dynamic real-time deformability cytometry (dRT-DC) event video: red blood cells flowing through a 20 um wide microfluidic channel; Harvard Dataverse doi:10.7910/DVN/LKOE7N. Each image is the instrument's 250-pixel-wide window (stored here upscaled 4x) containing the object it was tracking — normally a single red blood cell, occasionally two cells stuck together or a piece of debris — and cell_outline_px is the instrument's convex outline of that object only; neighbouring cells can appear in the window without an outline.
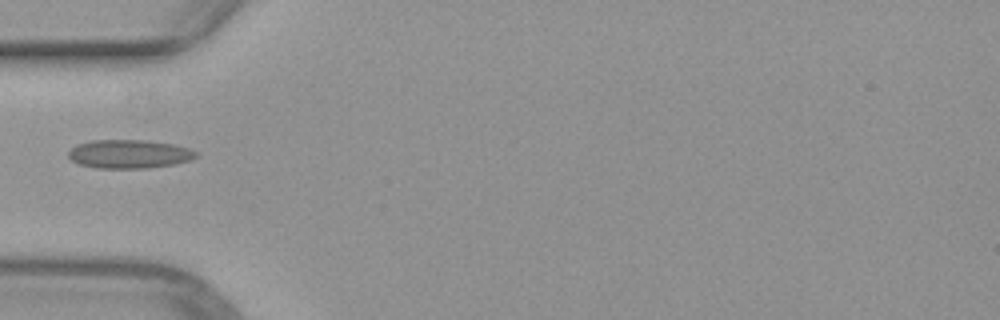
{"species": "common noctule bat (a hibernating species)", "species_latin": "Nyctalus noctula", "temperature_condition": "warm", "stored_images_in_passage": 31, "camera_frame_rate_fps": 3000, "um_per_image_px": 0.085, "animal": {"sex": "female", "body_mass_g": 29.2, "forearm_length_mm": 56.3}, "frame": {"image": 1, "passage_image": 1, "time_ms": 0.0, "image_size_px": [1000, 320], "cell_outline_px": [[200, 156], [192, 160], [176, 164], [148, 168], [96, 168], [80, 164], [72, 160], [68, 156], [68, 152], [76, 144], [92, 140], [148, 140], [176, 144], [200, 152]], "centroid_in_image_um": [11.06, 13.09], "position_along_channel_um": 73.9, "area_um2": 21.68}}
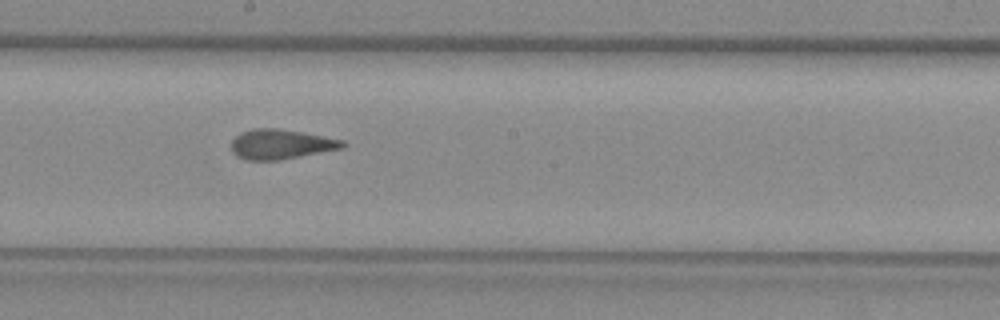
{"frame": {"image": 2, "passage_image": 12, "time_ms": 3.667, "image_size_px": [1000, 320], "cell_outline_px": [[348, 144], [344, 148], [280, 160], [248, 160], [236, 156], [232, 152], [232, 140], [240, 132], [252, 128], [276, 128], [300, 132], [344, 140]], "centroid_in_image_um": [23.88, 12.26], "position_along_channel_um": 224.3, "area_um2": 19.36}}
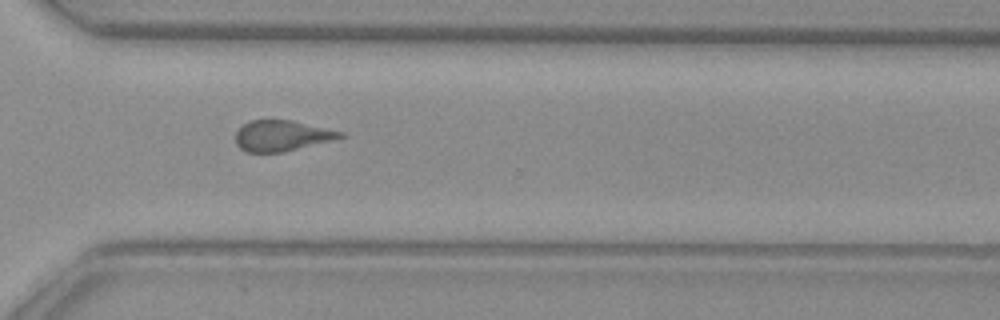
{"frame": {"image": 3, "passage_image": 21, "time_ms": 6.667, "image_size_px": [1000, 320], "cell_outline_px": [[344, 136], [340, 140], [284, 152], [244, 152], [236, 144], [236, 132], [248, 120], [292, 120], [344, 132]], "centroid_in_image_um": [24.02, 11.55], "position_along_channel_um": 346.6, "area_um2": 19.13}}